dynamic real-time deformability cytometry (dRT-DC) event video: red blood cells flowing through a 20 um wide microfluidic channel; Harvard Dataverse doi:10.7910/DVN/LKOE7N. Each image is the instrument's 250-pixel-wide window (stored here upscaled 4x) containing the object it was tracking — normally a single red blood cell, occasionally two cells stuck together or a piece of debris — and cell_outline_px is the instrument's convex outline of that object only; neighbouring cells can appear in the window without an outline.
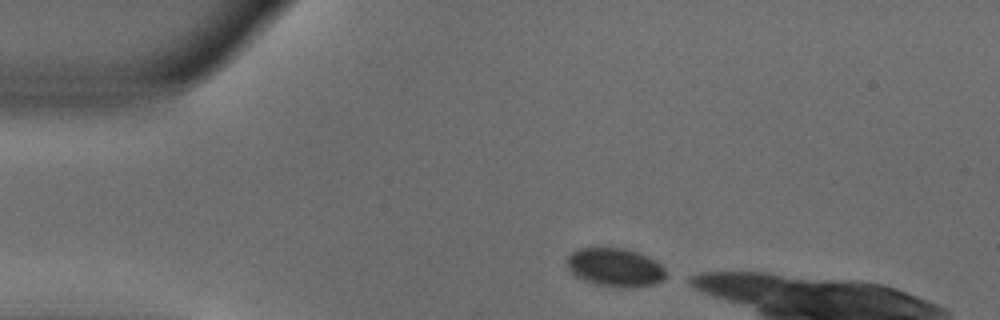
{"species": "common noctule bat (a hibernating species)", "species_latin": "Nyctalus noctula", "temperature_condition": "warm", "stored_images_in_passage": 5, "camera_frame_rate_fps": 3000, "um_per_image_px": 0.085, "animal": {"sex": "male", "body_mass_g": 18.8}, "frame": {"image": 1, "passage_image": 1, "time_ms": 0.0, "image_size_px": [1000, 320], "cell_outline_px": [[672, 276], [656, 284], [624, 288], [596, 284], [584, 280], [576, 276], [568, 268], [568, 256], [572, 252], [580, 248], [624, 248], [648, 256], [656, 260]], "centroid_in_image_um": [52.37, 22.74], "position_along_channel_um": 32.6, "area_um2": 22.37}}